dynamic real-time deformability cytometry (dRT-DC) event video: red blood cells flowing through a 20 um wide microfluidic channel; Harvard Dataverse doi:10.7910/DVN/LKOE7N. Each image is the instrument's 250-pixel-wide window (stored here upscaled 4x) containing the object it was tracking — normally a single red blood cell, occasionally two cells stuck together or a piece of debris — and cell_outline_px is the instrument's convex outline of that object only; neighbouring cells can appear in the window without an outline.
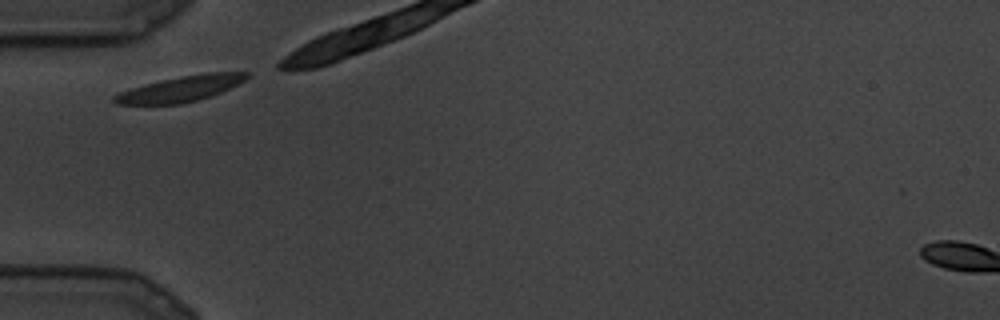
{"species": "common noctule bat (a hibernating species)", "species_latin": "Nyctalus noctula", "temperature_condition": "cold", "stored_images_in_passage": 3, "camera_frame_rate_fps": 3000, "um_per_image_px": 0.085, "animal": {"sex": "male", "body_mass_g": 19.5, "forearm_length_mm": 54.6}, "frame": {"image": 1, "passage_image": 1, "time_ms": 0.0, "image_size_px": [1000, 320], "cell_outline_px": [[248, 76], [244, 80], [220, 92], [196, 100], [180, 104], [116, 104], [112, 100], [112, 96], [120, 92], [144, 84], [184, 76], [208, 72], [248, 72]], "centroid_in_image_um": [15.31, 7.55], "position_along_channel_um": 69.7, "area_um2": 19.19}}